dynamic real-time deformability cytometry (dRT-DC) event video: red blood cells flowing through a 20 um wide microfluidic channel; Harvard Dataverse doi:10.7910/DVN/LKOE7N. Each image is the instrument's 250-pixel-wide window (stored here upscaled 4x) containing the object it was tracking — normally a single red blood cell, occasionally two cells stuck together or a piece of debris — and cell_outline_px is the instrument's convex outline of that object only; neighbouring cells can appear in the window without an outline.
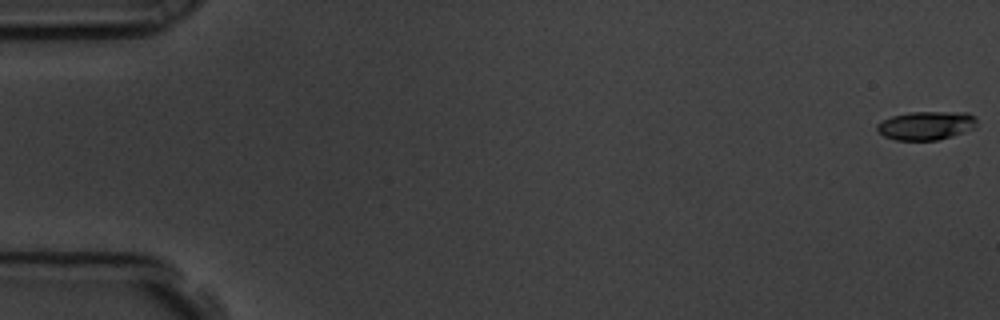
{"species": "common noctule bat (a hibernating species)", "species_latin": "Nyctalus noctula", "temperature_condition": "room temperature", "stored_images_in_passage": 13, "camera_frame_rate_fps": 3000, "um_per_image_px": 0.085, "animal": {"sex": "male", "body_mass_g": 19.5, "forearm_length_mm": 54.6}, "frame": {"image": 1, "passage_image": 1, "time_ms": 0.0, "image_size_px": [1000, 320], "cell_outline_px": [[976, 128], [952, 136], [936, 140], [896, 140], [884, 136], [876, 128], [876, 124], [892, 116], [908, 112], [968, 112], [976, 116]], "centroid_in_image_um": [78.76, 10.66], "position_along_channel_um": 6.2, "area_um2": 16.7}}